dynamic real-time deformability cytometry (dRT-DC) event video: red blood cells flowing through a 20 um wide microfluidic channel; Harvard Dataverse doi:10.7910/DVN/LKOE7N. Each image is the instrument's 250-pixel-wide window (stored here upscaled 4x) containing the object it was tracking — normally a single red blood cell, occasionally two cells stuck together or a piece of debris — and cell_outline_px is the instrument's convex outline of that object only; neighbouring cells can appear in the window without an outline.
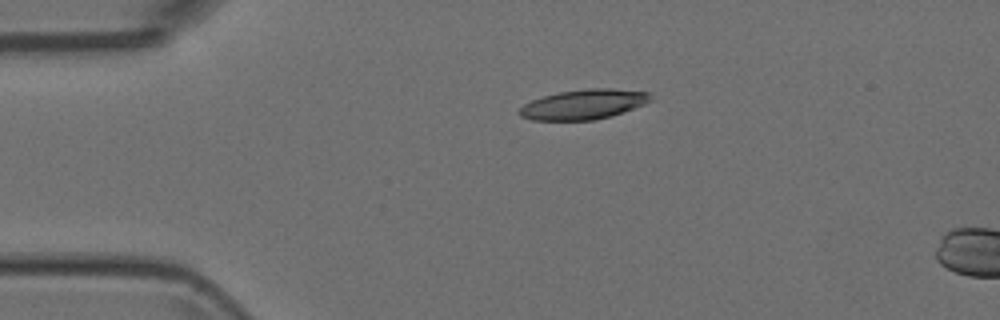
{"species": "Egyptian fruit bat (a non-hibernating species)", "species_latin": "Rousettus aegyptiacus", "temperature_condition": "room temperature", "stored_images_in_passage": 3, "segment_of_instrument_passage": [1, 2], "camera_frame_rate_fps": 3000, "um_per_image_px": 0.085, "animal": {"sex": "female"}, "frame": {"image": 1, "passage_image": 1, "time_ms": 0.0, "image_size_px": [1000, 320], "cell_outline_px": [[652, 100], [644, 104], [612, 116], [592, 120], [532, 120], [520, 116], [520, 108], [524, 104], [532, 100], [544, 96], [560, 92], [588, 88], [612, 88], [648, 92], [652, 96]], "centroid_in_image_um": [49.63, 8.87], "position_along_channel_um": 35.4, "area_um2": 22.72}}